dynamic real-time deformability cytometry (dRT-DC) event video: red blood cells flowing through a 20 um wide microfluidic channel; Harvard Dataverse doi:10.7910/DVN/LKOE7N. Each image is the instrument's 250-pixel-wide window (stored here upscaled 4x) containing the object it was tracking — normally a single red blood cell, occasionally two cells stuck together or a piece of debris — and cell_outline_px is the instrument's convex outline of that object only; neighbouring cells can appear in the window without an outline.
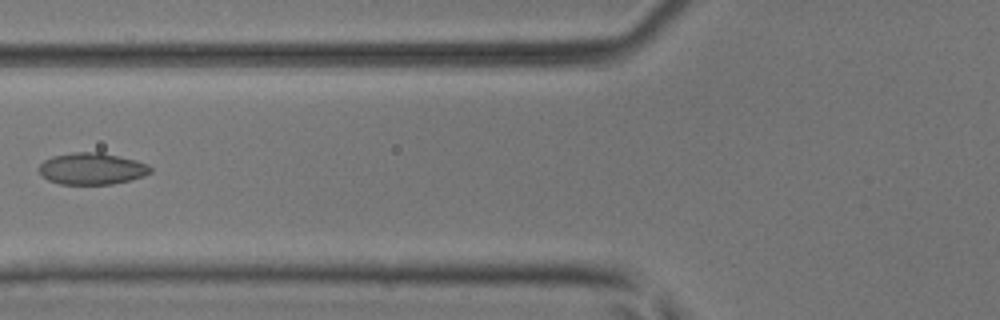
{"species": "common noctule bat (a hibernating species)", "species_latin": "Nyctalus noctula", "temperature_condition": "room temperature", "stored_images_in_passage": 6, "camera_frame_rate_fps": 3000, "um_per_image_px": 0.085, "animal": {"sex": "male", "body_mass_g": 17.9, "forearm_length_mm": 54.2}, "frame": {"image": 1, "passage_image": 6, "time_ms": 1.667, "image_size_px": [1000, 320], "cell_outline_px": [[152, 172], [144, 176], [132, 180], [112, 184], [60, 184], [48, 180], [36, 168], [44, 160], [52, 156], [72, 152], [100, 152], [136, 160], [148, 164], [152, 168]], "centroid_in_image_um": [7.82, 14.34], "position_along_channel_um": 118.0, "area_um2": 20.75}}